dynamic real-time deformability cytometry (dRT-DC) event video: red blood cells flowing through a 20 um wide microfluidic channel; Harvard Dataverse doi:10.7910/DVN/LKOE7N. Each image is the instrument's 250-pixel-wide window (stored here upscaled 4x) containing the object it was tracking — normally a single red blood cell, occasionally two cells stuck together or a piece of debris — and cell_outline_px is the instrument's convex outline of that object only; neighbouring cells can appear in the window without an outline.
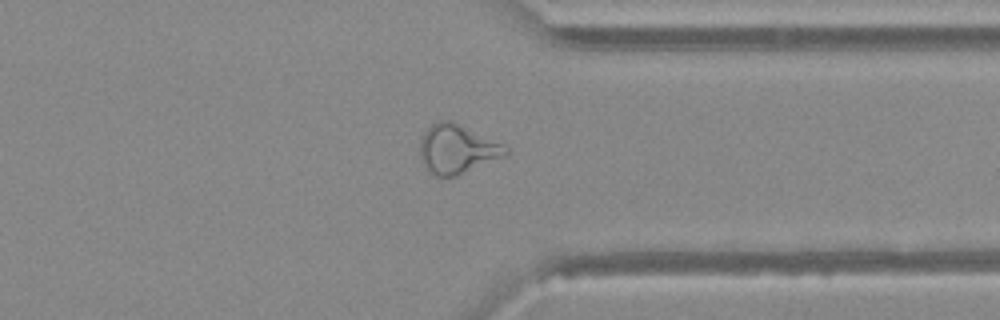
{"species": "Egyptian fruit bat (a non-hibernating species)", "species_latin": "Rousettus aegyptiacus", "temperature_condition": "warm", "stored_images_in_passage": 44, "camera_frame_rate_fps": 3000, "um_per_image_px": 0.085, "animal": {"sex": "female"}, "frame": {"image": 1, "passage_image": 38, "time_ms": 12.333, "image_size_px": [1000, 320], "cell_outline_px": [[508, 152], [504, 156], [456, 176], [436, 176], [428, 172], [420, 156], [420, 140], [424, 132], [432, 124], [440, 120], [448, 120], [500, 144], [508, 148]], "centroid_in_image_um": [38.78, 12.7], "position_along_channel_um": 372.6, "area_um2": 23.64}}